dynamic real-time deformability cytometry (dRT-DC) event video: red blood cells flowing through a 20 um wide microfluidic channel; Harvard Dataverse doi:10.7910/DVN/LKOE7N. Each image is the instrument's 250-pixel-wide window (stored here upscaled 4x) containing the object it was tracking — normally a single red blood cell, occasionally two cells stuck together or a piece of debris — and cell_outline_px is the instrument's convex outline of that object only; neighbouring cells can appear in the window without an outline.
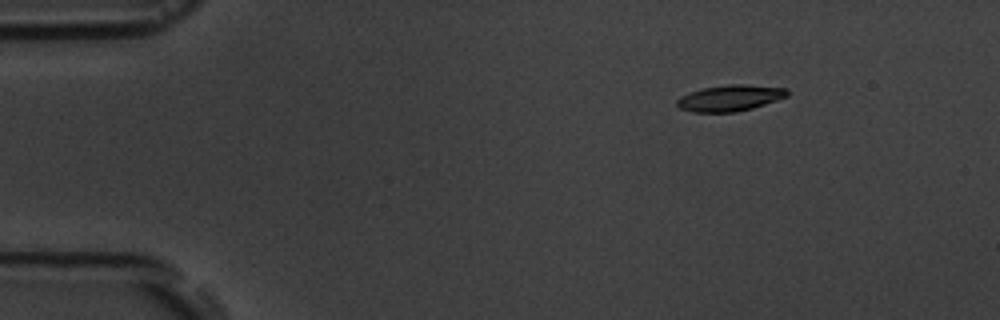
{"species": "common noctule bat (a hibernating species)", "species_latin": "Nyctalus noctula", "temperature_condition": "room temperature", "stored_images_in_passage": 14, "camera_frame_rate_fps": 3000, "um_per_image_px": 0.085, "animal": {"sex": "male", "body_mass_g": 19.5, "forearm_length_mm": 54.6}, "frame": {"image": 1, "passage_image": 1, "time_ms": 0.0, "image_size_px": [1000, 320], "cell_outline_px": [[792, 92], [788, 96], [752, 108], [736, 112], [692, 112], [680, 108], [676, 104], [676, 100], [680, 96], [704, 88], [728, 84], [744, 84], [788, 88]], "centroid_in_image_um": [62.09, 8.33], "position_along_channel_um": 22.9, "area_um2": 16.82}}
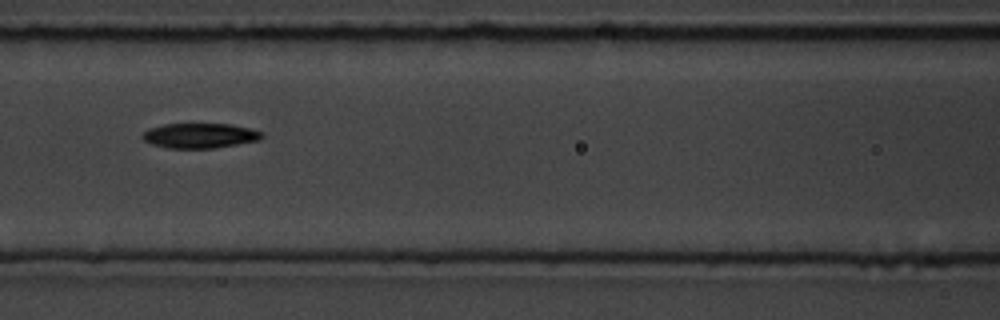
{"frame": {"image": 2, "passage_image": 6, "time_ms": 5.667, "image_size_px": [1000, 320], "cell_outline_px": [[264, 136], [260, 140], [212, 148], [168, 148], [152, 144], [144, 140], [140, 136], [148, 128], [164, 124], [232, 124], [252, 128], [264, 132]], "centroid_in_image_um": [17.01, 11.52], "position_along_channel_um": 149.6, "area_um2": 17.46}}
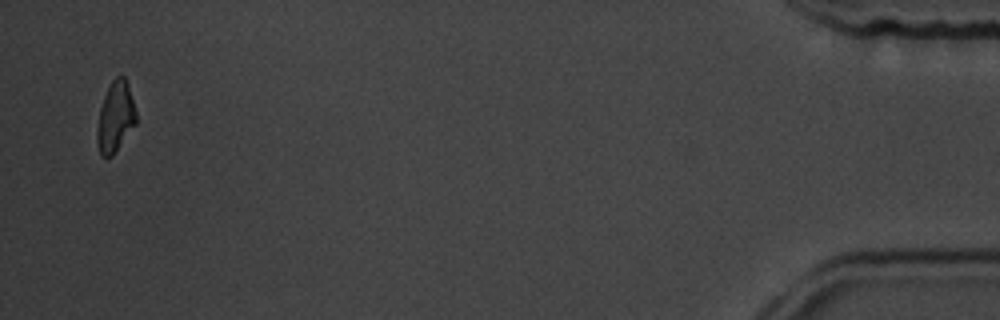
{"frame": {"image": 3, "passage_image": 14, "time_ms": 15.667, "image_size_px": [1000, 320], "cell_outline_px": [[136, 124], [112, 156], [100, 156], [96, 140], [96, 128], [100, 108], [104, 96], [112, 80], [116, 76], [124, 76], [128, 84], [136, 112]], "centroid_in_image_um": [9.79, 9.95], "position_along_channel_um": 425.4, "area_um2": 16.01}, "authors_computed_cell_mechanics": {"area_um2": 17.1666, "velocity_mm_per_s": 3.6455, "shape_relaxation_time_tau1_ms": 3.2121, "shape_relaxation_time_tau2_ms": null, "deformation_change_tau1": 0.1083, "deformation_change_tau2": null}}